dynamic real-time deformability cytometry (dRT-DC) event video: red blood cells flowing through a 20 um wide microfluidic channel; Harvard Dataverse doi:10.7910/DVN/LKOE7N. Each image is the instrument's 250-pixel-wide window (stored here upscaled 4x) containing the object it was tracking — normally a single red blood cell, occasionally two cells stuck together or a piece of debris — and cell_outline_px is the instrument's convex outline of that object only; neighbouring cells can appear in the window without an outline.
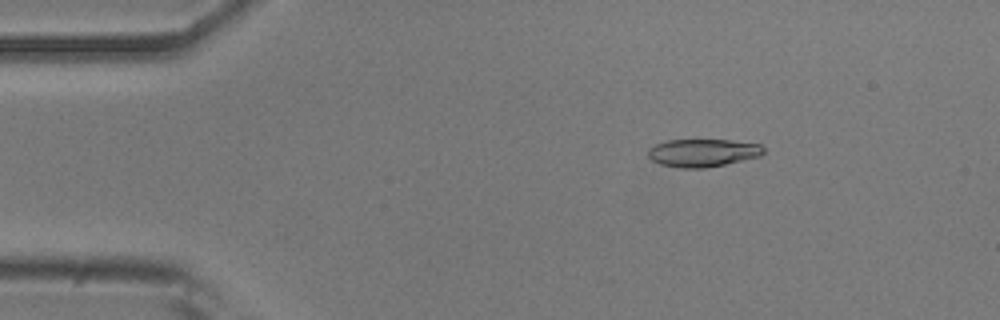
{"species": "common noctule bat (a hibernating species)", "species_latin": "Nyctalus noctula", "temperature_condition": "room temperature", "stored_images_in_passage": 14, "camera_frame_rate_fps": 3000, "um_per_image_px": 0.085, "animal": {"sex": "male", "body_mass_g": 20.5, "forearm_length_mm": 52.5}, "frame": {"image": 1, "passage_image": 8, "time_ms": 2.333, "image_size_px": [1000, 320], "cell_outline_px": [[764, 152], [760, 156], [724, 164], [704, 168], [680, 168], [660, 164], [652, 160], [648, 156], [648, 148], [656, 144], [668, 140], [732, 140], [760, 144], [764, 148]], "centroid_in_image_um": [59.72, 12.98], "position_along_channel_um": 25.3, "area_um2": 18.67}}